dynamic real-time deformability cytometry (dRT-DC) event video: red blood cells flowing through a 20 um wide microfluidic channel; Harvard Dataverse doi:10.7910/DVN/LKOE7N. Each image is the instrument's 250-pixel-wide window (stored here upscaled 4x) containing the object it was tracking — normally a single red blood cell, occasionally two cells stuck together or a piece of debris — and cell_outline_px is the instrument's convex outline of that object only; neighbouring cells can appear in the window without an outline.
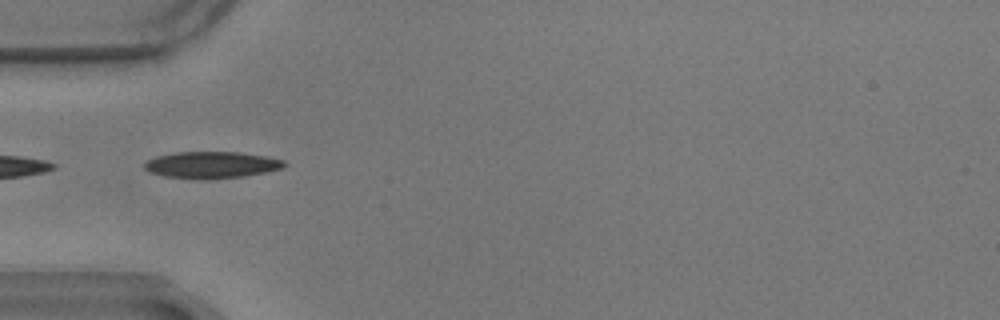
{"species": "common noctule bat (a hibernating species)", "species_latin": "Nyctalus noctula", "temperature_condition": "warm", "stored_images_in_passage": 8, "camera_frame_rate_fps": 3000, "um_per_image_px": 0.085, "animal": {"sex": "male", "body_mass_g": 17.9}, "frame": {"image": 1, "passage_image": 1, "time_ms": 0.0, "image_size_px": [1000, 320], "cell_outline_px": [[288, 164], [284, 168], [268, 172], [244, 176], [164, 176], [152, 172], [144, 168], [144, 164], [148, 160], [156, 156], [176, 152], [240, 152], [268, 156], [284, 160]], "centroid_in_image_um": [18.09, 13.96], "position_along_channel_um": 66.9, "area_um2": 20.81}}